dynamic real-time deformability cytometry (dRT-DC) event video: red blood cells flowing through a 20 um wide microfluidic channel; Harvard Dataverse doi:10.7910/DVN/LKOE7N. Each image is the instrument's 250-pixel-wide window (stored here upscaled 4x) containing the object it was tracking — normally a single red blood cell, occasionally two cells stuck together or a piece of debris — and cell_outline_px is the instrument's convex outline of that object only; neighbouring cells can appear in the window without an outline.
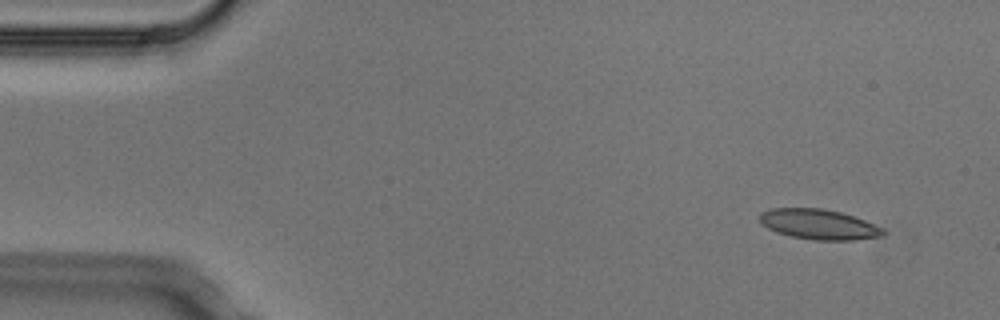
{"species": "Egyptian fruit bat (a non-hibernating species)", "species_latin": "Rousettus aegyptiacus", "temperature_condition": "cold", "stored_images_in_passage": 4, "camera_frame_rate_fps": 3000, "um_per_image_px": 0.085, "animal": {"sex": "male"}, "frame": {"image": 1, "passage_image": 1, "time_ms": 0.0, "image_size_px": [1000, 320], "cell_outline_px": [[884, 236], [856, 240], [816, 240], [792, 236], [776, 232], [768, 228], [760, 220], [760, 212], [772, 208], [824, 208], [840, 212], [864, 220], [884, 228]], "centroid_in_image_um": [69.62, 19.07], "position_along_channel_um": 15.4, "area_um2": 21.62}}
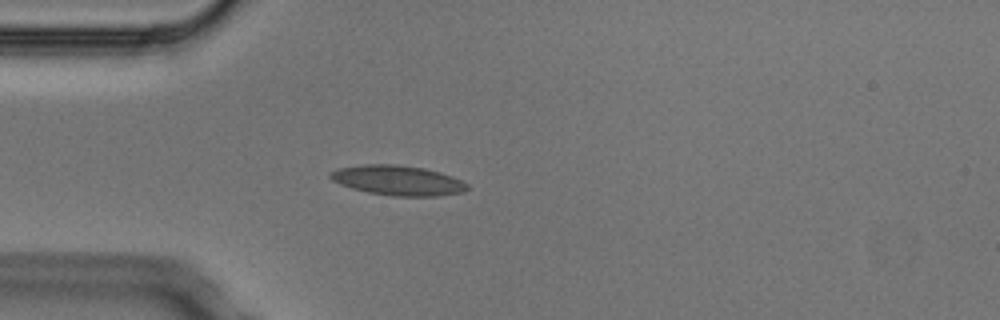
{"frame": {"image": 2, "passage_image": 4, "time_ms": 1.0, "image_size_px": [1000, 320], "cell_outline_px": [[468, 188], [464, 192], [436, 196], [392, 196], [368, 192], [352, 188], [340, 184], [332, 180], [328, 176], [328, 172], [340, 168], [364, 164], [392, 164], [424, 168], [440, 172], [452, 176], [468, 184]], "centroid_in_image_um": [33.8, 15.33], "position_along_channel_um": 51.2, "area_um2": 23.81}}